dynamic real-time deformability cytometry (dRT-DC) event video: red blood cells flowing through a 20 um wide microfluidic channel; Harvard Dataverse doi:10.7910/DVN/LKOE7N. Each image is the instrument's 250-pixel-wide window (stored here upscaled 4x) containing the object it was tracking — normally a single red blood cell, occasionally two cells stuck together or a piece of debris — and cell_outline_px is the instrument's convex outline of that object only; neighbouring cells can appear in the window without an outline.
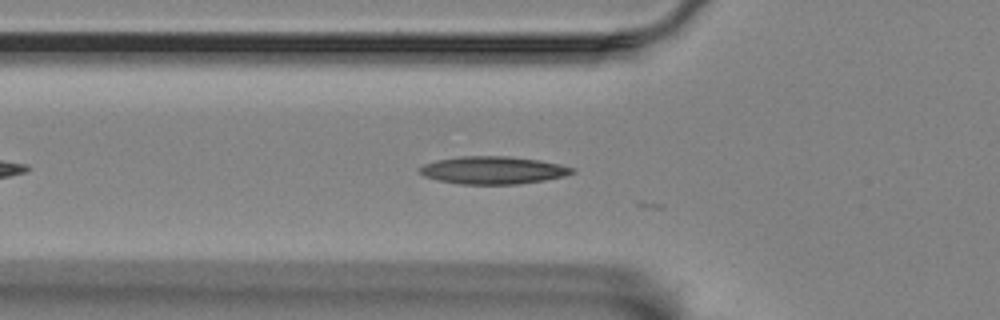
{"species": "Egyptian fruit bat (a non-hibernating species)", "species_latin": "Rousettus aegyptiacus", "temperature_condition": "room temperature", "stored_images_in_passage": 22, "camera_frame_rate_fps": 3000, "um_per_image_px": 0.085, "animal": {"sex": "female"}, "frame": {"image": 1, "passage_image": 8, "time_ms": 2.333, "image_size_px": [1000, 320], "cell_outline_px": [[576, 172], [564, 176], [544, 180], [516, 184], [460, 184], [436, 180], [424, 176], [420, 172], [420, 168], [424, 164], [436, 160], [460, 156], [508, 156], [540, 160], [560, 164], [572, 168]], "centroid_in_image_um": [41.9, 14.46], "position_along_channel_um": 83.9, "area_um2": 24.51}}
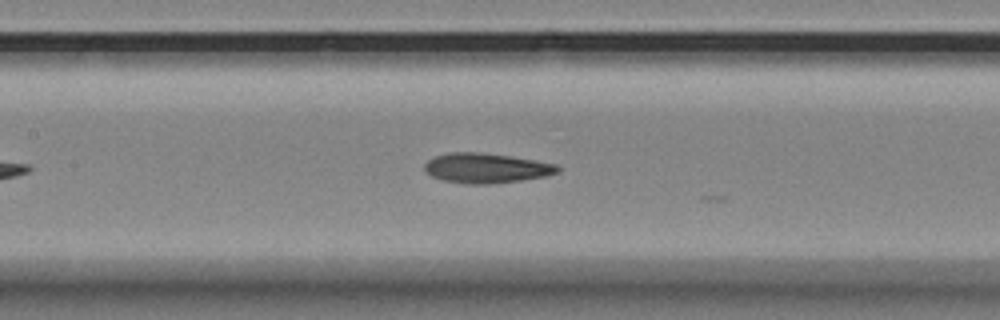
{"frame": {"image": 2, "passage_image": 15, "time_ms": 4.667, "image_size_px": [1000, 320], "cell_outline_px": [[560, 172], [548, 176], [520, 180], [488, 184], [464, 184], [444, 180], [432, 176], [424, 168], [424, 164], [428, 160], [436, 156], [448, 152], [476, 152], [508, 156], [536, 160], [556, 164], [560, 168]], "centroid_in_image_um": [41.35, 14.29], "position_along_channel_um": 166.0, "area_um2": 23.06}}
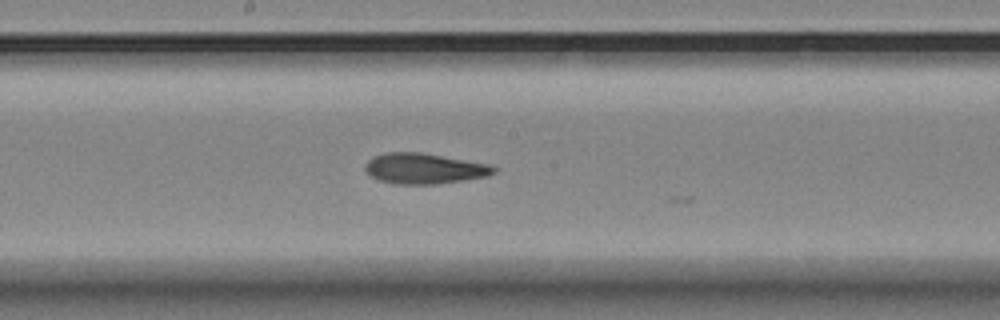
{"frame": {"image": 3, "passage_image": 19, "time_ms": 6.0, "image_size_px": [1000, 320], "cell_outline_px": [[496, 172], [488, 176], [464, 180], [436, 184], [392, 184], [380, 180], [372, 176], [364, 168], [368, 160], [372, 156], [388, 152], [420, 152], [488, 164], [496, 168]], "centroid_in_image_um": [36.05, 14.33], "position_along_channel_um": 212.2, "area_um2": 22.77}}